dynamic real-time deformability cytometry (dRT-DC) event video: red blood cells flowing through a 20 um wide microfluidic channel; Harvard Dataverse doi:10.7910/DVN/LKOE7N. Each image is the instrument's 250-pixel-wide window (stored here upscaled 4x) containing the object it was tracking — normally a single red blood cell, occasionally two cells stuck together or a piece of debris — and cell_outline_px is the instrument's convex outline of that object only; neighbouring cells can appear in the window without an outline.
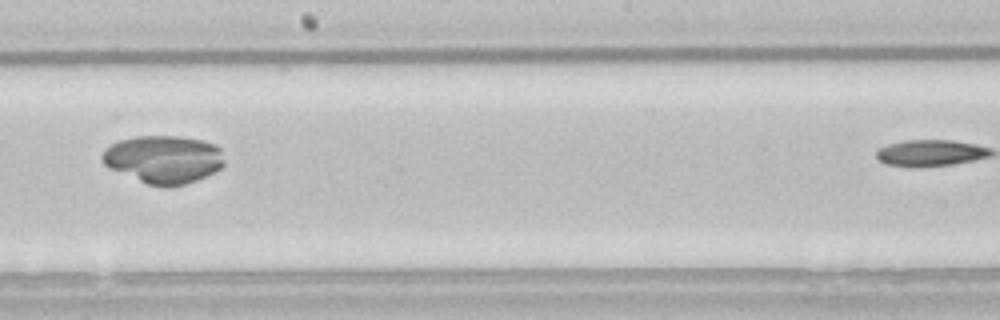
{"species": "common noctule bat (a hibernating species)", "species_latin": "Nyctalus noctula", "temperature_condition": "room temperature", "stored_images_in_passage": 32, "camera_frame_rate_fps": 3000, "um_per_image_px": 0.085, "animal": {"sex": "male", "body_mass_g": 21.5, "forearm_length_mm": 52.0}, "frame": {"image": 1, "passage_image": 19, "time_ms": 6.0, "image_size_px": [1000, 320], "cell_outline_px": [[224, 164], [220, 168], [196, 180], [184, 184], [148, 184], [112, 168], [104, 164], [100, 160], [100, 156], [104, 148], [120, 140], [136, 136], [176, 136], [204, 140], [216, 144], [220, 148], [224, 160]], "centroid_in_image_um": [13.9, 13.49], "position_along_channel_um": 234.3, "area_um2": 33.47}}